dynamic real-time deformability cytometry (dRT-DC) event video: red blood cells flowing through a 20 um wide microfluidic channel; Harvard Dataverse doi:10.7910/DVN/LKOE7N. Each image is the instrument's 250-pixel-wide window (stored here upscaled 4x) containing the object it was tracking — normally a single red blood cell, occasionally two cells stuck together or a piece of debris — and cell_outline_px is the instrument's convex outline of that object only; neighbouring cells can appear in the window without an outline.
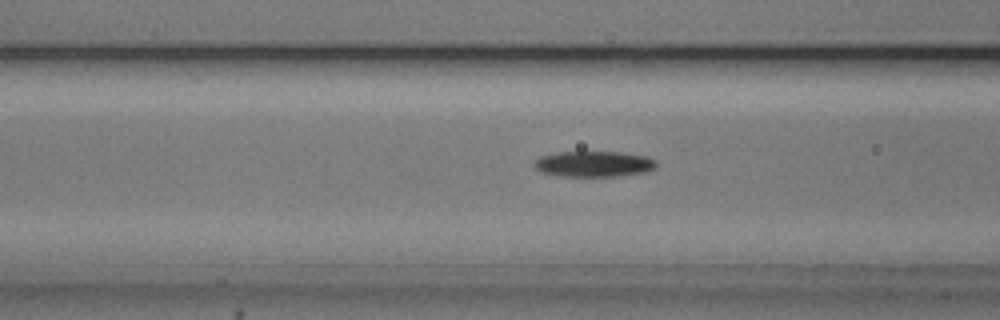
{"species": "common noctule bat (a hibernating species)", "species_latin": "Nyctalus noctula", "temperature_condition": "cold", "stored_images_in_passage": 53, "camera_frame_rate_fps": 3000, "um_per_image_px": 0.085, "animal": {"sex": "male", "body_mass_g": 20.5, "forearm_length_mm": 52.5}, "frame": {"image": 1, "passage_image": 20, "time_ms": 6.333, "image_size_px": [1000, 320], "cell_outline_px": [[656, 168], [644, 172], [620, 176], [564, 176], [540, 172], [532, 164], [540, 156], [556, 152], [620, 152], [648, 156], [656, 160]], "centroid_in_image_um": [50.49, 13.93], "position_along_channel_um": 116.1, "area_um2": 18.38}}
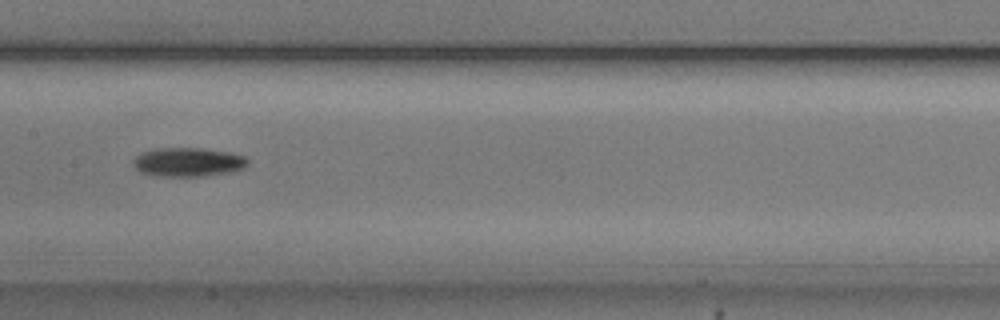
{"frame": {"image": 2, "passage_image": 26, "time_ms": 8.333, "image_size_px": [1000, 320], "cell_outline_px": [[248, 164], [244, 168], [232, 172], [204, 176], [156, 176], [140, 172], [132, 164], [132, 160], [140, 152], [156, 148], [200, 148], [228, 152], [244, 156], [248, 160]], "centroid_in_image_um": [15.96, 13.78], "position_along_channel_um": 191.4, "area_um2": 19.48}}
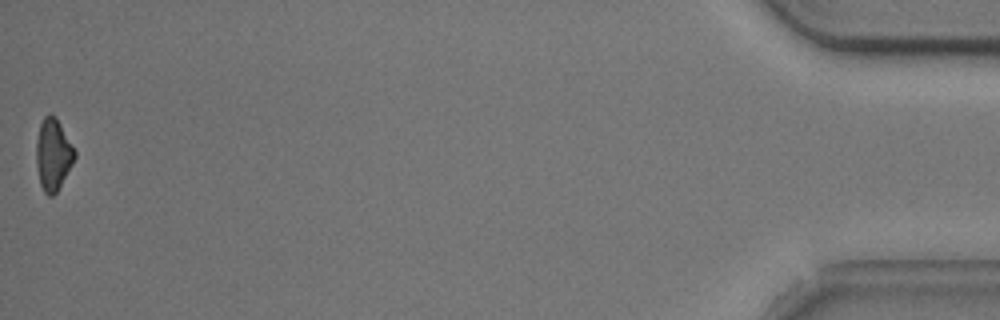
{"frame": {"image": 3, "passage_image": 53, "time_ms": 17.333, "image_size_px": [1000, 320], "cell_outline_px": [[76, 156], [72, 164], [56, 192], [52, 196], [48, 196], [44, 192], [40, 184], [36, 164], [36, 140], [40, 124], [44, 116], [56, 116], [76, 152]], "centroid_in_image_um": [4.5, 13.14], "position_along_channel_um": 430.7, "area_um2": 15.84}, "authors_computed_cell_mechanics": {"area_um2": 17.2244, "velocity_mm_per_s": 3.7455, "shape_relaxation_time_tau1_ms": 2.0882, "shape_relaxation_time_tau2_ms": null, "deformation_change_tau1": 0.0849, "deformation_change_tau2": null}}